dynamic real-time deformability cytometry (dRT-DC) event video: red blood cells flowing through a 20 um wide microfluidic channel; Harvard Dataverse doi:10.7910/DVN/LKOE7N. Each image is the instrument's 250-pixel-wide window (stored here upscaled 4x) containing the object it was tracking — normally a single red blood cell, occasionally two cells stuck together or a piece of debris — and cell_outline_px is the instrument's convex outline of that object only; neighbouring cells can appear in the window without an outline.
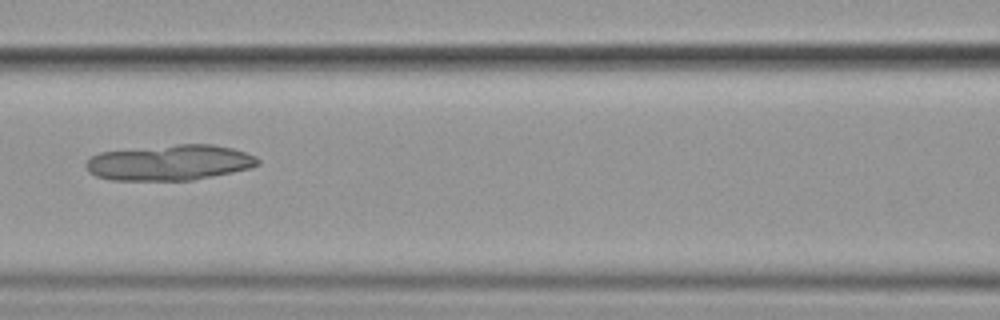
{"species": "common noctule bat (a hibernating species)", "species_latin": "Nyctalus noctula", "temperature_condition": "cold", "stored_images_in_passage": 5, "camera_frame_rate_fps": 3000, "um_per_image_px": 0.085, "animal": {"sex": "female", "body_mass_g": 19.9}, "frame": {"image": 1, "passage_image": 4, "time_ms": 3.667, "image_size_px": [1000, 320], "cell_outline_px": [[260, 164], [252, 168], [192, 180], [112, 180], [96, 176], [88, 172], [84, 164], [92, 156], [100, 152], [176, 144], [212, 144], [232, 148], [256, 156], [260, 160]], "centroid_in_image_um": [14.43, 13.82], "position_along_channel_um": 152.2, "area_um2": 35.66}}
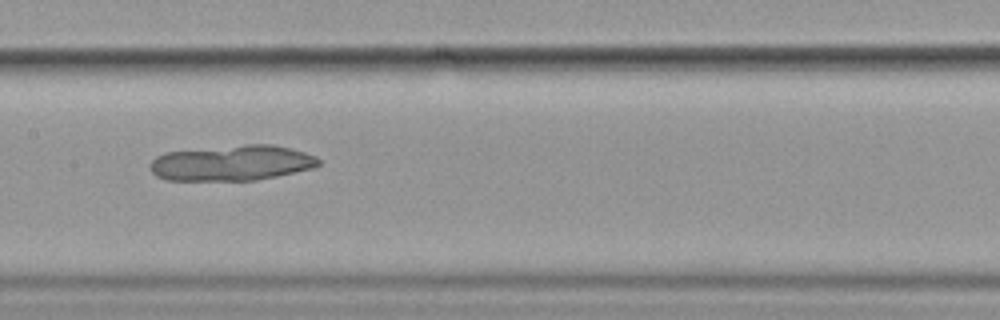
{"frame": {"image": 2, "passage_image": 5, "time_ms": 4.667, "image_size_px": [1000, 320], "cell_outline_px": [[320, 164], [312, 168], [276, 176], [256, 180], [164, 180], [156, 176], [152, 172], [148, 164], [156, 156], [164, 152], [248, 144], [272, 144], [304, 152], [316, 156], [320, 160]], "centroid_in_image_um": [19.67, 13.85], "position_along_channel_um": 187.7, "area_um2": 34.8}}